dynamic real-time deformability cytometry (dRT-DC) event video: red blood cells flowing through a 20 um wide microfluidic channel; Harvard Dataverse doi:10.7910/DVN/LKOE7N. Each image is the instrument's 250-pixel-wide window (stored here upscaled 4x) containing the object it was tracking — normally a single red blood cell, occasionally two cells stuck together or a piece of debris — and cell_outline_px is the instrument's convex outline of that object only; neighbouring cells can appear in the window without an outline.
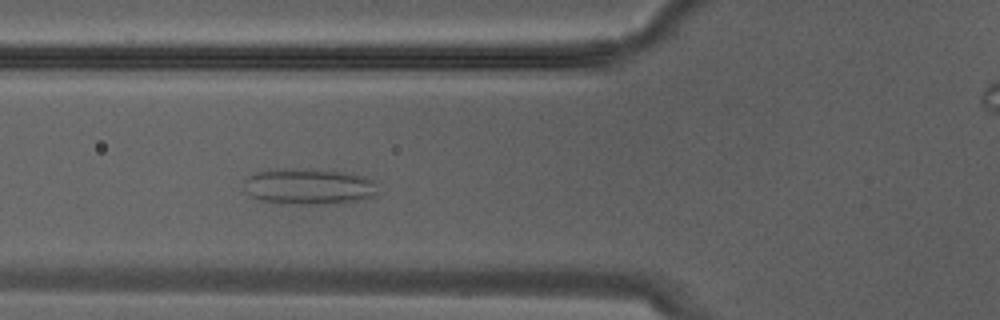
{"species": "Egyptian fruit bat (a non-hibernating species)", "species_latin": "Rousettus aegyptiacus", "temperature_condition": "warm", "stored_images_in_passage": 4, "camera_frame_rate_fps": 3000, "um_per_image_px": 0.085, "animal": {"sex": "male"}, "frame": {"image": 1, "passage_image": 4, "time_ms": 1.0, "image_size_px": [1000, 320], "cell_outline_px": [[376, 196], [364, 200], [336, 204], [276, 204], [260, 200], [244, 192], [244, 180], [248, 176], [256, 172], [276, 168], [316, 168], [352, 172], [368, 176], [376, 180]], "centroid_in_image_um": [26.3, 15.84], "position_along_channel_um": 99.5, "area_um2": 29.54}}